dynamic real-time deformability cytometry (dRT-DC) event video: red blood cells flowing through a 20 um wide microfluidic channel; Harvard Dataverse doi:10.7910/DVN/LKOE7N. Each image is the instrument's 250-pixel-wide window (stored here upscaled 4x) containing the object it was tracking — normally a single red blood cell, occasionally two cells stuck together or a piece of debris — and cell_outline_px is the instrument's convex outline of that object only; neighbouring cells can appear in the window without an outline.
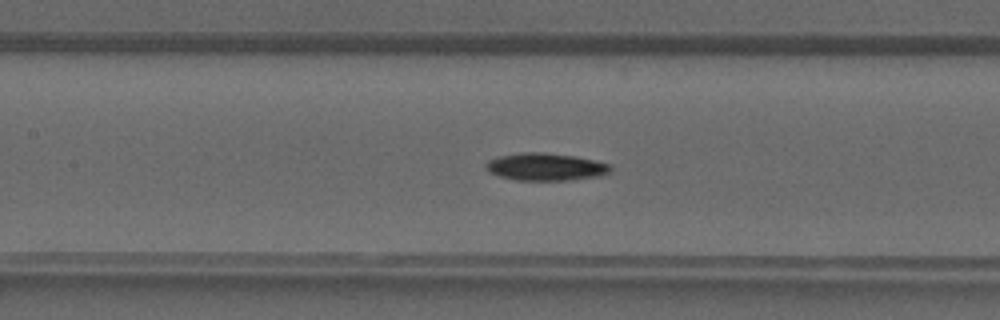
{"species": "common noctule bat (a hibernating species)", "species_latin": "Nyctalus noctula", "temperature_condition": "warm", "stored_images_in_passage": 40, "camera_frame_rate_fps": 3000, "um_per_image_px": 0.085, "animal": {"sex": "male", "forearm_length_mm": 52.5}, "frame": {"image": 1, "passage_image": 18, "time_ms": 5.667, "image_size_px": [1000, 320], "cell_outline_px": [[612, 172], [600, 176], [568, 180], [516, 180], [500, 176], [488, 172], [484, 168], [484, 164], [488, 160], [500, 156], [524, 152], [544, 152], [576, 156], [596, 160], [612, 164]], "centroid_in_image_um": [46.41, 14.18], "position_along_channel_um": 161.0, "area_um2": 20.23}}
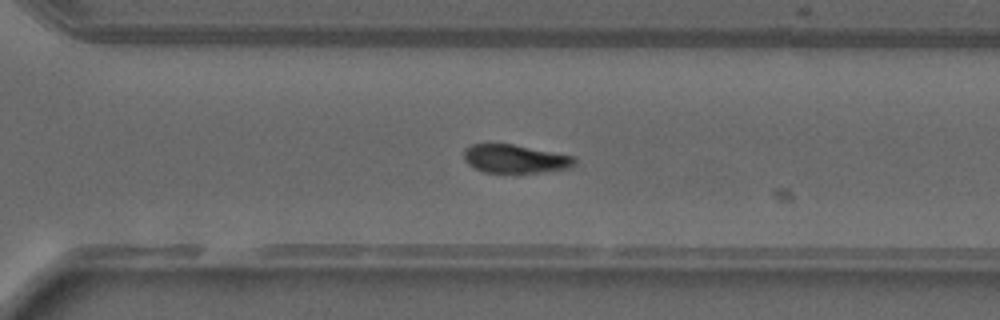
{"frame": {"image": 2, "passage_image": 28, "time_ms": 9.0, "image_size_px": [1000, 320], "cell_outline_px": [[576, 164], [572, 168], [544, 172], [484, 172], [468, 164], [464, 160], [464, 148], [472, 144], [512, 144], [576, 156]], "centroid_in_image_um": [43.83, 13.5], "position_along_channel_um": 326.8, "area_um2": 18.44}}
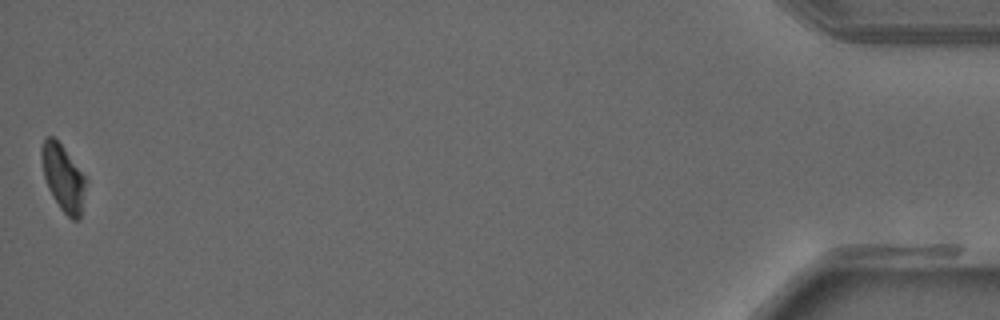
{"frame": {"image": 3, "passage_image": 40, "time_ms": 13.0, "image_size_px": [1000, 320], "cell_outline_px": [[88, 180], [80, 220], [72, 220], [60, 208], [48, 188], [44, 176], [40, 156], [40, 148], [44, 140], [48, 136], [52, 136], [60, 144]], "centroid_in_image_um": [5.38, 15.15], "position_along_channel_um": 429.8, "area_um2": 17.11}}